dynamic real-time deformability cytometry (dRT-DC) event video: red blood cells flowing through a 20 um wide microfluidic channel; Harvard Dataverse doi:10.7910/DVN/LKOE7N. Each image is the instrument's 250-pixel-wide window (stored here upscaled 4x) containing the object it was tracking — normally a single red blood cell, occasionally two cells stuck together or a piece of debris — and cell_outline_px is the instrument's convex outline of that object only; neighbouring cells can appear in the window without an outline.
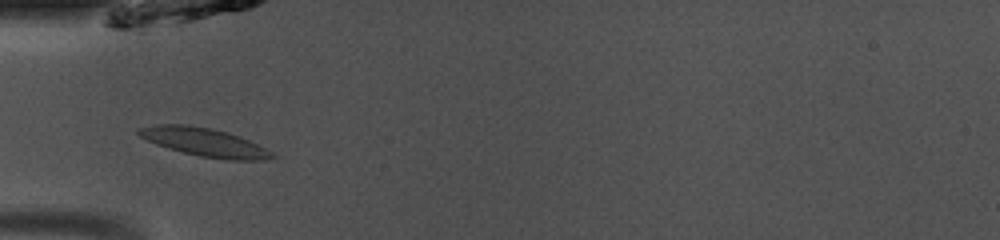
{"species": "common noctule bat (a hibernating species)", "species_latin": "Nyctalus noctula", "temperature_condition": "room temperature", "stored_images_in_passage": 38, "camera_frame_rate_fps": 3000, "um_per_image_px": 0.085, "animal": {"sex": "male", "body_mass_g": 13.0, "forearm_length_mm": 53.1}, "frame": {"image": 1, "passage_image": 5, "time_ms": 1.333, "image_size_px": [1000, 240], "cell_outline_px": [[280, 156], [264, 160], [228, 160], [200, 156], [184, 152], [156, 144], [140, 136], [136, 132], [136, 128], [156, 124], [188, 124], [212, 128], [228, 132], [248, 140]], "centroid_in_image_um": [17.38, 12.07], "position_along_channel_um": 67.6, "area_um2": 22.02}}
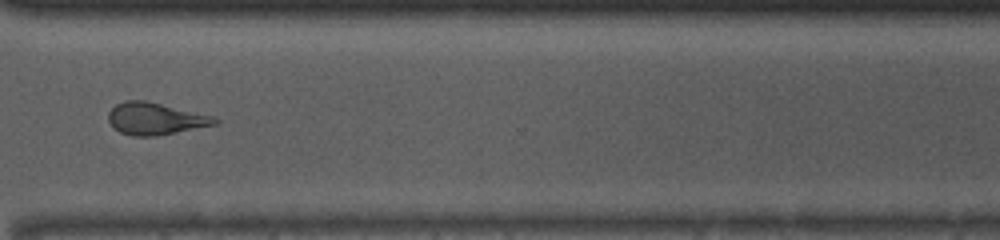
{"frame": {"image": 2, "passage_image": 26, "time_ms": 8.333, "image_size_px": [1000, 240], "cell_outline_px": [[220, 124], [156, 136], [132, 136], [120, 132], [108, 120], [108, 112], [116, 104], [124, 100], [144, 100], [212, 116], [220, 120]], "centroid_in_image_um": [13.21, 10.09], "position_along_channel_um": 357.4, "area_um2": 19.77}}
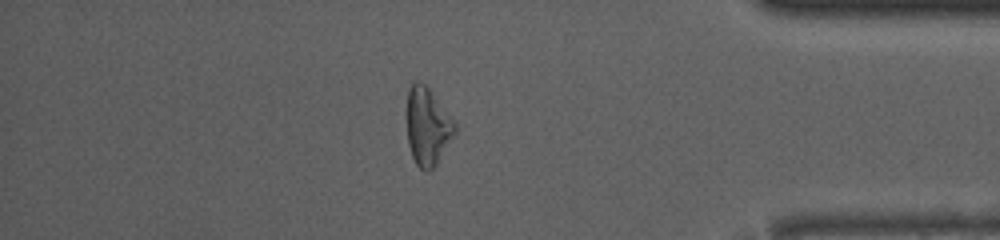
{"frame": {"image": 3, "passage_image": 31, "time_ms": 10.0, "image_size_px": [1000, 240], "cell_outline_px": [[456, 132], [436, 164], [428, 172], [424, 172], [416, 164], [412, 156], [408, 144], [408, 88], [416, 80], [420, 80], [428, 88], [456, 124]], "centroid_in_image_um": [36.34, 10.77], "position_along_channel_um": 398.9, "area_um2": 21.27}, "authors_computed_cell_mechanics": {"area_um2": 19.7676, "velocity_mm_per_s": 4.1251, "shape_relaxation_time_tau1_ms": null, "shape_relaxation_time_tau2_ms": 1.7505, "deformation_change_tau1": null, "deformation_change_tau2": 0.1}}